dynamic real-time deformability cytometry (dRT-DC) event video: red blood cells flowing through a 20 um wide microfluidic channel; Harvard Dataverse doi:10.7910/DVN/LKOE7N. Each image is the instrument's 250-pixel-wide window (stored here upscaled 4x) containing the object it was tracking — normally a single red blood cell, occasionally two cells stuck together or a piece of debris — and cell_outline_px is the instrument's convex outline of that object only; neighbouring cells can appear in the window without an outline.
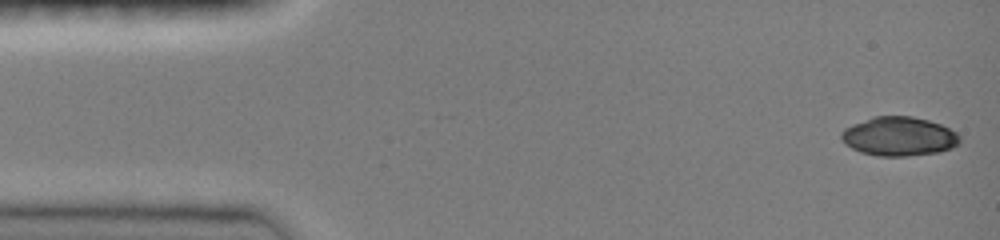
{"species": "common noctule bat (a hibernating species)", "species_latin": "Nyctalus noctula", "temperature_condition": "room temperature", "stored_images_in_passage": 47, "camera_frame_rate_fps": 3000, "um_per_image_px": 0.085, "animal": {"sex": "female", "body_mass_g": 19.0, "forearm_length_mm": 51.5}, "frame": {"image": 1, "passage_image": 1, "time_ms": 0.0, "image_size_px": [1000, 240], "cell_outline_px": [[960, 144], [952, 148], [936, 152], [908, 156], [876, 156], [860, 152], [844, 144], [840, 136], [840, 132], [844, 128], [852, 124], [872, 116], [912, 116], [928, 120], [940, 124], [956, 132], [960, 136]], "centroid_in_image_um": [76.38, 11.59], "position_along_channel_um": 8.6, "area_um2": 27.17}}
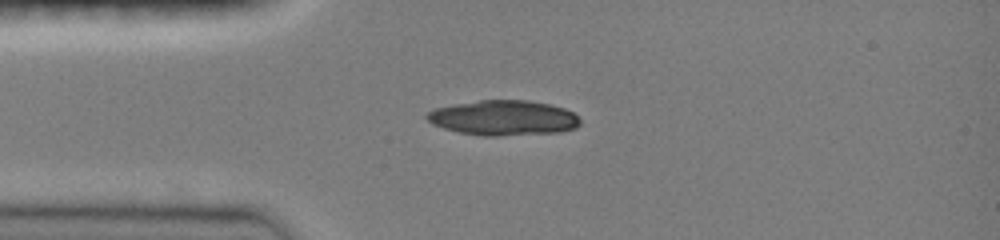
{"frame": {"image": 2, "passage_image": 11, "time_ms": 3.333, "image_size_px": [1000, 240], "cell_outline_px": [[580, 124], [576, 128], [560, 132], [496, 136], [484, 136], [460, 132], [444, 128], [432, 124], [424, 116], [428, 112], [436, 108], [456, 104], [480, 100], [528, 100], [548, 104], [564, 108], [572, 112], [580, 120]], "centroid_in_image_um": [42.8, 10.02], "position_along_channel_um": 42.2, "area_um2": 31.15}}
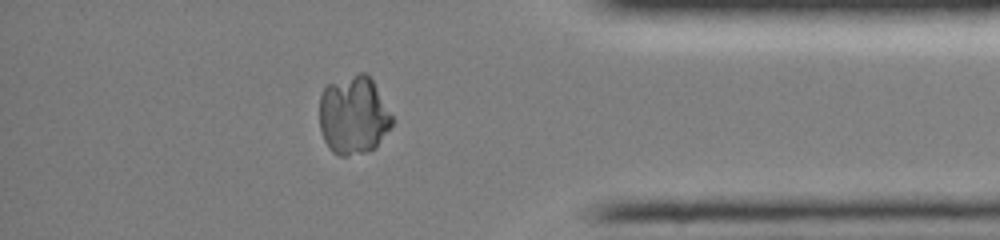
{"frame": {"image": 3, "passage_image": 40, "time_ms": 13.0, "image_size_px": [1000, 240], "cell_outline_px": [[396, 120], [376, 148], [364, 152], [348, 156], [340, 156], [332, 152], [328, 148], [320, 132], [320, 96], [324, 88], [328, 84], [360, 72], [364, 72], [372, 80]], "centroid_in_image_um": [30.06, 9.82], "position_along_channel_um": 405.1, "area_um2": 33.52}}